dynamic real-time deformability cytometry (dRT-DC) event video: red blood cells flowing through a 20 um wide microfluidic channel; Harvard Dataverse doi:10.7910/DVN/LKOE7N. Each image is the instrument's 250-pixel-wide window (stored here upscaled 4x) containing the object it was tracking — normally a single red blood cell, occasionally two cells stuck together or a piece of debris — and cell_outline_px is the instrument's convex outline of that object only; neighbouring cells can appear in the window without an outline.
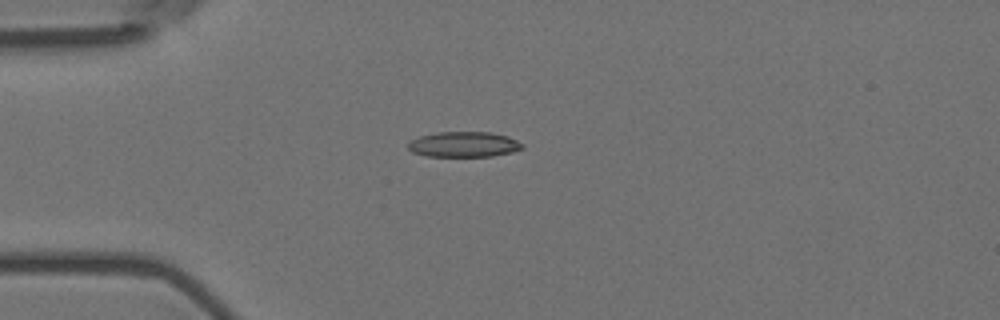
{"species": "Egyptian fruit bat (a non-hibernating species)", "species_latin": "Rousettus aegyptiacus", "temperature_condition": "room temperature", "stored_images_in_passage": 7, "camera_frame_rate_fps": 3000, "um_per_image_px": 0.085, "animal": {"sex": "female"}, "frame": {"image": 1, "passage_image": 4, "time_ms": 1.0, "image_size_px": [1000, 320], "cell_outline_px": [[524, 148], [512, 152], [492, 156], [428, 156], [412, 152], [408, 148], [408, 144], [412, 140], [420, 136], [436, 132], [492, 132], [508, 136], [524, 144]], "centroid_in_image_um": [39.46, 12.27], "position_along_channel_um": 45.5, "area_um2": 16.88}}
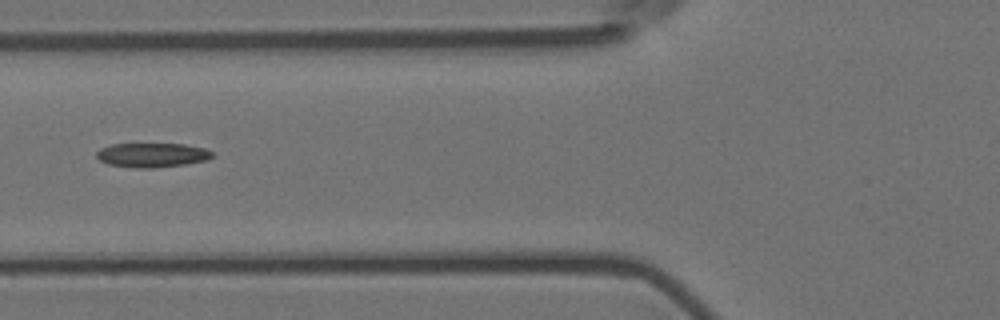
{"frame": {"image": 2, "passage_image": 6, "time_ms": 1.667, "image_size_px": [1000, 320], "cell_outline_px": [[212, 156], [208, 160], [184, 164], [152, 168], [136, 168], [108, 164], [100, 160], [96, 156], [96, 152], [100, 148], [112, 144], [184, 144], [204, 148], [212, 152]], "centroid_in_image_um": [12.91, 13.18], "position_along_channel_um": 112.9, "area_um2": 16.3}}
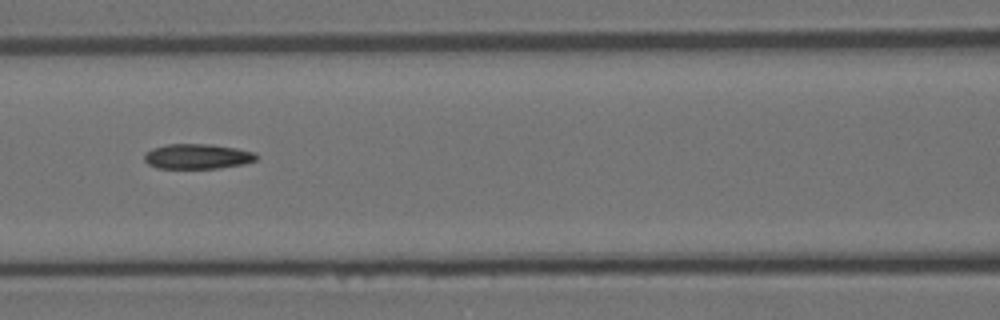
{"frame": {"image": 3, "passage_image": 7, "time_ms": 2.0, "image_size_px": [1000, 320], "cell_outline_px": [[256, 160], [244, 164], [216, 168], [156, 168], [148, 164], [144, 160], [144, 156], [148, 152], [156, 148], [168, 144], [212, 144], [236, 148], [256, 152]], "centroid_in_image_um": [16.81, 13.29], "position_along_channel_um": 149.8, "area_um2": 16.18}}